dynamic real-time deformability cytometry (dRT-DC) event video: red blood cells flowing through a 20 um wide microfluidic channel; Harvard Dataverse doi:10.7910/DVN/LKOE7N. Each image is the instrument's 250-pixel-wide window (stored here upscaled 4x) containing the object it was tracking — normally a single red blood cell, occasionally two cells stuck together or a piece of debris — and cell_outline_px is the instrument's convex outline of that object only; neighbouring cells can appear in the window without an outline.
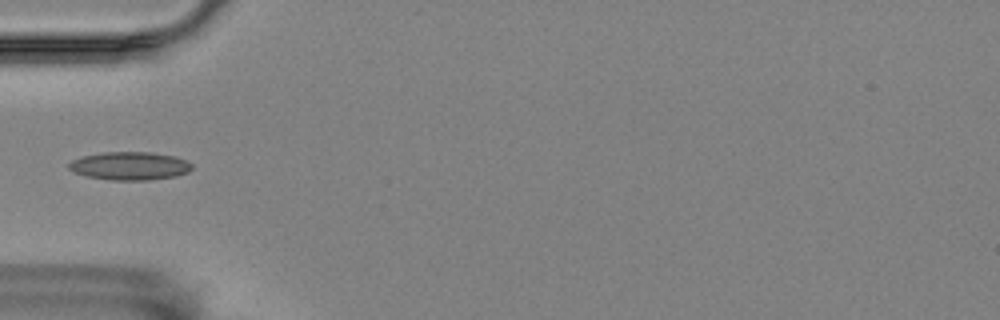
{"species": "Egyptian fruit bat (a non-hibernating species)", "species_latin": "Rousettus aegyptiacus", "temperature_condition": "room temperature", "stored_images_in_passage": 4, "camera_frame_rate_fps": 3000, "um_per_image_px": 0.085, "animal": {"sex": "female"}, "frame": {"image": 1, "passage_image": 4, "time_ms": 1.0, "image_size_px": [1000, 320], "cell_outline_px": [[192, 168], [188, 172], [176, 176], [148, 180], [108, 180], [88, 176], [72, 172], [68, 168], [68, 164], [72, 160], [84, 156], [104, 152], [152, 152], [176, 156], [192, 164]], "centroid_in_image_um": [11.03, 14.1], "position_along_channel_um": 74.0, "area_um2": 20.23}}